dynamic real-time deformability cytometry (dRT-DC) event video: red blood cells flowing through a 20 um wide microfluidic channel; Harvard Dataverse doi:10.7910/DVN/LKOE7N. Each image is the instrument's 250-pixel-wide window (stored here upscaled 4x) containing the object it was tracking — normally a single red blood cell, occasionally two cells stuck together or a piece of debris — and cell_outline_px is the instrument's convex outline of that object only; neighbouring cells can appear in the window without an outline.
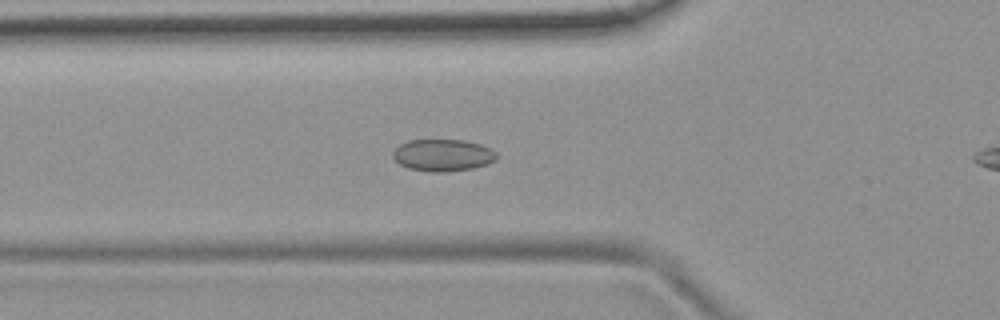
{"species": "common noctule bat (a hibernating species)", "species_latin": "Nyctalus noctula", "temperature_condition": "room temperature", "stored_images_in_passage": 55, "camera_frame_rate_fps": 3000, "um_per_image_px": 0.085, "animal": {"sex": "female", "body_mass_g": 19.9}, "frame": {"image": 1, "passage_image": 19, "time_ms": 6.0, "image_size_px": [1000, 320], "cell_outline_px": [[496, 160], [472, 168], [444, 172], [432, 172], [408, 168], [400, 164], [392, 156], [392, 152], [400, 144], [408, 140], [464, 140], [480, 144], [496, 152]], "centroid_in_image_um": [37.61, 13.18], "position_along_channel_um": 88.2, "area_um2": 19.13}}
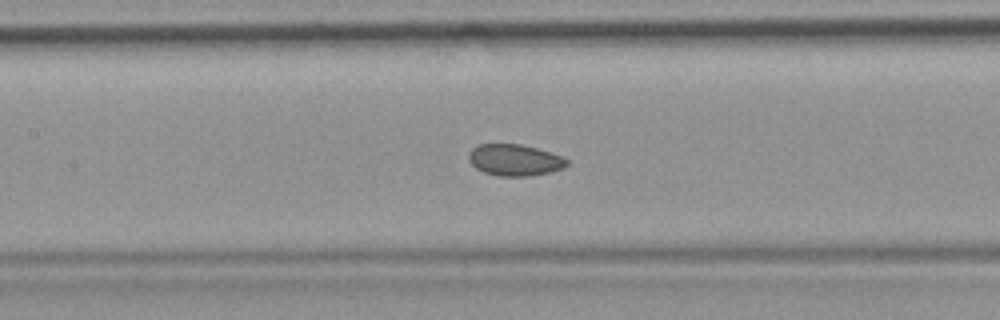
{"frame": {"image": 2, "passage_image": 25, "time_ms": 8.0, "image_size_px": [1000, 320], "cell_outline_px": [[568, 164], [564, 168], [532, 176], [496, 176], [484, 172], [476, 168], [468, 160], [468, 156], [472, 148], [480, 144], [520, 144], [536, 148], [564, 156], [568, 160]], "centroid_in_image_um": [43.76, 13.6], "position_along_channel_um": 163.6, "area_um2": 18.09}}
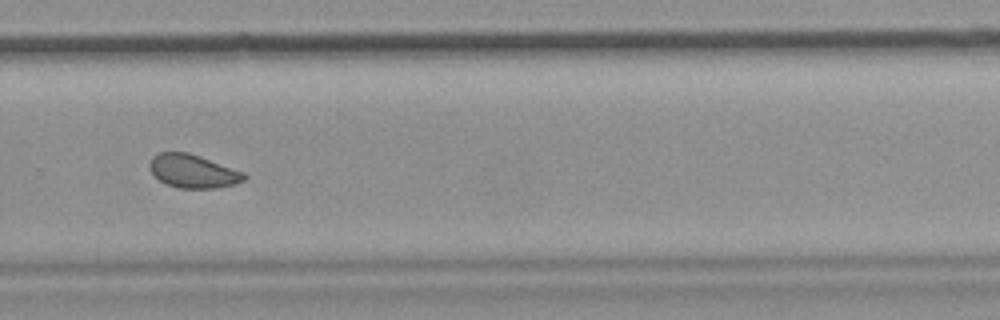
{"frame": {"image": 3, "passage_image": 37, "time_ms": 12.0, "image_size_px": [1000, 320], "cell_outline_px": [[248, 176], [244, 180], [232, 184], [216, 188], [180, 188], [168, 184], [160, 180], [152, 172], [148, 164], [152, 156], [160, 152], [188, 152], [200, 156], [244, 172]], "centroid_in_image_um": [16.4, 14.54], "position_along_channel_um": 313.4, "area_um2": 18.21}, "authors_computed_cell_mechanics": {"area_um2": 19.1318, "velocity_mm_per_s": 3.7577, "shape_relaxation_time_tau1_ms": 7.2212, "shape_relaxation_time_tau2_ms": 1.6254, "deformation_change_tau1": 0.0789, "deformation_change_tau2": 0.0579}}